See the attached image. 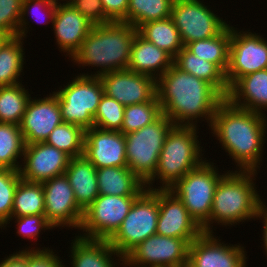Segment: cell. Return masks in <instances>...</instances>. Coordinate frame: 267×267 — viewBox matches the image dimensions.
<instances>
[{
    "label": "cell",
    "mask_w": 267,
    "mask_h": 267,
    "mask_svg": "<svg viewBox=\"0 0 267 267\" xmlns=\"http://www.w3.org/2000/svg\"><path fill=\"white\" fill-rule=\"evenodd\" d=\"M209 130L237 164L236 170L260 172L267 141L266 114L238 108L225 98L217 106Z\"/></svg>",
    "instance_id": "6da1fadb"
},
{
    "label": "cell",
    "mask_w": 267,
    "mask_h": 267,
    "mask_svg": "<svg viewBox=\"0 0 267 267\" xmlns=\"http://www.w3.org/2000/svg\"><path fill=\"white\" fill-rule=\"evenodd\" d=\"M156 91L162 114L174 125L199 126L202 120L210 127L217 106L225 99L210 83L174 64L156 80Z\"/></svg>",
    "instance_id": "7a4b0ae2"
},
{
    "label": "cell",
    "mask_w": 267,
    "mask_h": 267,
    "mask_svg": "<svg viewBox=\"0 0 267 267\" xmlns=\"http://www.w3.org/2000/svg\"><path fill=\"white\" fill-rule=\"evenodd\" d=\"M137 32L138 29L124 22L93 26L79 51L69 60L79 68L82 66V69L85 66L97 69L91 73H79L83 76L99 77L125 70L130 62L131 47Z\"/></svg>",
    "instance_id": "3957f363"
},
{
    "label": "cell",
    "mask_w": 267,
    "mask_h": 267,
    "mask_svg": "<svg viewBox=\"0 0 267 267\" xmlns=\"http://www.w3.org/2000/svg\"><path fill=\"white\" fill-rule=\"evenodd\" d=\"M257 175V171L229 170L219 180L210 219L202 227L203 232L215 233L213 226L216 224L230 228L241 222L255 220L260 210L261 195L255 183Z\"/></svg>",
    "instance_id": "277c9868"
},
{
    "label": "cell",
    "mask_w": 267,
    "mask_h": 267,
    "mask_svg": "<svg viewBox=\"0 0 267 267\" xmlns=\"http://www.w3.org/2000/svg\"><path fill=\"white\" fill-rule=\"evenodd\" d=\"M198 130V126L174 125L171 128L159 154L155 173L145 183L147 189H168L206 160ZM155 181L160 186L154 185Z\"/></svg>",
    "instance_id": "5b68a950"
},
{
    "label": "cell",
    "mask_w": 267,
    "mask_h": 267,
    "mask_svg": "<svg viewBox=\"0 0 267 267\" xmlns=\"http://www.w3.org/2000/svg\"><path fill=\"white\" fill-rule=\"evenodd\" d=\"M214 164L216 163L206 159L200 166L189 171L168 188L183 202L189 215L201 228L210 219L216 186L228 172L227 170L221 173Z\"/></svg>",
    "instance_id": "8992f818"
},
{
    "label": "cell",
    "mask_w": 267,
    "mask_h": 267,
    "mask_svg": "<svg viewBox=\"0 0 267 267\" xmlns=\"http://www.w3.org/2000/svg\"><path fill=\"white\" fill-rule=\"evenodd\" d=\"M174 126L164 114L145 127L124 134L127 167L144 183L155 173L167 133Z\"/></svg>",
    "instance_id": "52a82bcc"
},
{
    "label": "cell",
    "mask_w": 267,
    "mask_h": 267,
    "mask_svg": "<svg viewBox=\"0 0 267 267\" xmlns=\"http://www.w3.org/2000/svg\"><path fill=\"white\" fill-rule=\"evenodd\" d=\"M67 85L53 91L58 99L63 122L88 130L94 127V116L104 95L102 82L96 76L75 74ZM62 88V89H61Z\"/></svg>",
    "instance_id": "ba28073f"
},
{
    "label": "cell",
    "mask_w": 267,
    "mask_h": 267,
    "mask_svg": "<svg viewBox=\"0 0 267 267\" xmlns=\"http://www.w3.org/2000/svg\"><path fill=\"white\" fill-rule=\"evenodd\" d=\"M159 216L158 189H145L134 201L116 233L108 240L123 257L136 245L156 234Z\"/></svg>",
    "instance_id": "9c48e42d"
},
{
    "label": "cell",
    "mask_w": 267,
    "mask_h": 267,
    "mask_svg": "<svg viewBox=\"0 0 267 267\" xmlns=\"http://www.w3.org/2000/svg\"><path fill=\"white\" fill-rule=\"evenodd\" d=\"M204 0H174L171 19L184 46L220 34L229 24L216 15Z\"/></svg>",
    "instance_id": "30bf717a"
},
{
    "label": "cell",
    "mask_w": 267,
    "mask_h": 267,
    "mask_svg": "<svg viewBox=\"0 0 267 267\" xmlns=\"http://www.w3.org/2000/svg\"><path fill=\"white\" fill-rule=\"evenodd\" d=\"M138 196L99 195L84 211L79 236L109 240Z\"/></svg>",
    "instance_id": "8fae6325"
},
{
    "label": "cell",
    "mask_w": 267,
    "mask_h": 267,
    "mask_svg": "<svg viewBox=\"0 0 267 267\" xmlns=\"http://www.w3.org/2000/svg\"><path fill=\"white\" fill-rule=\"evenodd\" d=\"M237 29V30H236ZM267 69V40L263 35L231 25L229 66L225 78L229 88L241 77Z\"/></svg>",
    "instance_id": "7c38bea8"
},
{
    "label": "cell",
    "mask_w": 267,
    "mask_h": 267,
    "mask_svg": "<svg viewBox=\"0 0 267 267\" xmlns=\"http://www.w3.org/2000/svg\"><path fill=\"white\" fill-rule=\"evenodd\" d=\"M187 239L151 235L124 256L127 267H187Z\"/></svg>",
    "instance_id": "4fadbf2b"
},
{
    "label": "cell",
    "mask_w": 267,
    "mask_h": 267,
    "mask_svg": "<svg viewBox=\"0 0 267 267\" xmlns=\"http://www.w3.org/2000/svg\"><path fill=\"white\" fill-rule=\"evenodd\" d=\"M42 184L45 219L54 228L66 227L65 229L79 230L84 211L76 203L75 194L67 176L65 174L55 176Z\"/></svg>",
    "instance_id": "5bb4252c"
},
{
    "label": "cell",
    "mask_w": 267,
    "mask_h": 267,
    "mask_svg": "<svg viewBox=\"0 0 267 267\" xmlns=\"http://www.w3.org/2000/svg\"><path fill=\"white\" fill-rule=\"evenodd\" d=\"M242 244L224 243L213 233L202 232L189 245L187 267H248Z\"/></svg>",
    "instance_id": "9a60e30c"
},
{
    "label": "cell",
    "mask_w": 267,
    "mask_h": 267,
    "mask_svg": "<svg viewBox=\"0 0 267 267\" xmlns=\"http://www.w3.org/2000/svg\"><path fill=\"white\" fill-rule=\"evenodd\" d=\"M70 156L46 142L26 144L19 174L22 180L43 183L65 174Z\"/></svg>",
    "instance_id": "2e32d148"
},
{
    "label": "cell",
    "mask_w": 267,
    "mask_h": 267,
    "mask_svg": "<svg viewBox=\"0 0 267 267\" xmlns=\"http://www.w3.org/2000/svg\"><path fill=\"white\" fill-rule=\"evenodd\" d=\"M104 94L124 106L151 101L156 95V80L129 69L99 76Z\"/></svg>",
    "instance_id": "e0dca14e"
},
{
    "label": "cell",
    "mask_w": 267,
    "mask_h": 267,
    "mask_svg": "<svg viewBox=\"0 0 267 267\" xmlns=\"http://www.w3.org/2000/svg\"><path fill=\"white\" fill-rule=\"evenodd\" d=\"M38 98H30L20 124L25 144L45 142L54 128L63 122L54 92Z\"/></svg>",
    "instance_id": "ac0fdd59"
},
{
    "label": "cell",
    "mask_w": 267,
    "mask_h": 267,
    "mask_svg": "<svg viewBox=\"0 0 267 267\" xmlns=\"http://www.w3.org/2000/svg\"><path fill=\"white\" fill-rule=\"evenodd\" d=\"M159 216L156 234L194 241L203 231L183 202L168 189H158Z\"/></svg>",
    "instance_id": "d6986e66"
},
{
    "label": "cell",
    "mask_w": 267,
    "mask_h": 267,
    "mask_svg": "<svg viewBox=\"0 0 267 267\" xmlns=\"http://www.w3.org/2000/svg\"><path fill=\"white\" fill-rule=\"evenodd\" d=\"M125 147V136L120 131L96 127L85 130L83 155L96 169L127 166Z\"/></svg>",
    "instance_id": "ffe728a7"
},
{
    "label": "cell",
    "mask_w": 267,
    "mask_h": 267,
    "mask_svg": "<svg viewBox=\"0 0 267 267\" xmlns=\"http://www.w3.org/2000/svg\"><path fill=\"white\" fill-rule=\"evenodd\" d=\"M93 26L70 3L58 2L52 31L55 35V44L65 57L69 56L68 59H72Z\"/></svg>",
    "instance_id": "44dd1931"
},
{
    "label": "cell",
    "mask_w": 267,
    "mask_h": 267,
    "mask_svg": "<svg viewBox=\"0 0 267 267\" xmlns=\"http://www.w3.org/2000/svg\"><path fill=\"white\" fill-rule=\"evenodd\" d=\"M74 237L68 252H71V267H123L124 257L108 240L84 238L79 234Z\"/></svg>",
    "instance_id": "7402d4cb"
},
{
    "label": "cell",
    "mask_w": 267,
    "mask_h": 267,
    "mask_svg": "<svg viewBox=\"0 0 267 267\" xmlns=\"http://www.w3.org/2000/svg\"><path fill=\"white\" fill-rule=\"evenodd\" d=\"M226 99L238 108L265 114L264 112L267 111V69L239 78L229 88Z\"/></svg>",
    "instance_id": "603a6c76"
},
{
    "label": "cell",
    "mask_w": 267,
    "mask_h": 267,
    "mask_svg": "<svg viewBox=\"0 0 267 267\" xmlns=\"http://www.w3.org/2000/svg\"><path fill=\"white\" fill-rule=\"evenodd\" d=\"M173 59L169 53L147 41L137 32L127 69L157 80L173 65Z\"/></svg>",
    "instance_id": "cb8c5ba5"
},
{
    "label": "cell",
    "mask_w": 267,
    "mask_h": 267,
    "mask_svg": "<svg viewBox=\"0 0 267 267\" xmlns=\"http://www.w3.org/2000/svg\"><path fill=\"white\" fill-rule=\"evenodd\" d=\"M96 172L95 166L84 155L70 158L65 171L76 203L83 211L99 196Z\"/></svg>",
    "instance_id": "d4e9b609"
},
{
    "label": "cell",
    "mask_w": 267,
    "mask_h": 267,
    "mask_svg": "<svg viewBox=\"0 0 267 267\" xmlns=\"http://www.w3.org/2000/svg\"><path fill=\"white\" fill-rule=\"evenodd\" d=\"M96 174L99 195L139 196L146 189L127 166L98 168Z\"/></svg>",
    "instance_id": "484cf974"
},
{
    "label": "cell",
    "mask_w": 267,
    "mask_h": 267,
    "mask_svg": "<svg viewBox=\"0 0 267 267\" xmlns=\"http://www.w3.org/2000/svg\"><path fill=\"white\" fill-rule=\"evenodd\" d=\"M173 64L180 70L207 81L224 98L227 97L229 86L225 78V73L216 64L200 59L185 46L174 57Z\"/></svg>",
    "instance_id": "4316f807"
},
{
    "label": "cell",
    "mask_w": 267,
    "mask_h": 267,
    "mask_svg": "<svg viewBox=\"0 0 267 267\" xmlns=\"http://www.w3.org/2000/svg\"><path fill=\"white\" fill-rule=\"evenodd\" d=\"M24 39L10 37L0 49V86H11L21 83L26 63ZM25 60V62H24Z\"/></svg>",
    "instance_id": "83f0119b"
},
{
    "label": "cell",
    "mask_w": 267,
    "mask_h": 267,
    "mask_svg": "<svg viewBox=\"0 0 267 267\" xmlns=\"http://www.w3.org/2000/svg\"><path fill=\"white\" fill-rule=\"evenodd\" d=\"M231 23L218 35L204 40H196L185 47L200 59L216 64L224 73L229 66V46Z\"/></svg>",
    "instance_id": "f1b7e54d"
},
{
    "label": "cell",
    "mask_w": 267,
    "mask_h": 267,
    "mask_svg": "<svg viewBox=\"0 0 267 267\" xmlns=\"http://www.w3.org/2000/svg\"><path fill=\"white\" fill-rule=\"evenodd\" d=\"M138 33L158 48L165 50L173 58L184 47L179 30L171 17L146 22L138 28Z\"/></svg>",
    "instance_id": "f546056e"
},
{
    "label": "cell",
    "mask_w": 267,
    "mask_h": 267,
    "mask_svg": "<svg viewBox=\"0 0 267 267\" xmlns=\"http://www.w3.org/2000/svg\"><path fill=\"white\" fill-rule=\"evenodd\" d=\"M45 215L42 183L20 180L15 191L11 217Z\"/></svg>",
    "instance_id": "4dcf8cb0"
},
{
    "label": "cell",
    "mask_w": 267,
    "mask_h": 267,
    "mask_svg": "<svg viewBox=\"0 0 267 267\" xmlns=\"http://www.w3.org/2000/svg\"><path fill=\"white\" fill-rule=\"evenodd\" d=\"M30 98L31 94L22 82L0 86V123L20 126Z\"/></svg>",
    "instance_id": "1f68e13d"
},
{
    "label": "cell",
    "mask_w": 267,
    "mask_h": 267,
    "mask_svg": "<svg viewBox=\"0 0 267 267\" xmlns=\"http://www.w3.org/2000/svg\"><path fill=\"white\" fill-rule=\"evenodd\" d=\"M25 146L20 126L0 123V168L19 170Z\"/></svg>",
    "instance_id": "d6a6232c"
},
{
    "label": "cell",
    "mask_w": 267,
    "mask_h": 267,
    "mask_svg": "<svg viewBox=\"0 0 267 267\" xmlns=\"http://www.w3.org/2000/svg\"><path fill=\"white\" fill-rule=\"evenodd\" d=\"M174 0H129L126 23L138 29L142 24L171 17Z\"/></svg>",
    "instance_id": "836d02e7"
},
{
    "label": "cell",
    "mask_w": 267,
    "mask_h": 267,
    "mask_svg": "<svg viewBox=\"0 0 267 267\" xmlns=\"http://www.w3.org/2000/svg\"><path fill=\"white\" fill-rule=\"evenodd\" d=\"M84 138L85 130L81 127L62 122L54 128L45 142L73 158L83 156Z\"/></svg>",
    "instance_id": "e575fe53"
},
{
    "label": "cell",
    "mask_w": 267,
    "mask_h": 267,
    "mask_svg": "<svg viewBox=\"0 0 267 267\" xmlns=\"http://www.w3.org/2000/svg\"><path fill=\"white\" fill-rule=\"evenodd\" d=\"M161 115L162 108L157 95L149 102L125 106L120 132L127 134L137 131L153 123Z\"/></svg>",
    "instance_id": "d590c367"
},
{
    "label": "cell",
    "mask_w": 267,
    "mask_h": 267,
    "mask_svg": "<svg viewBox=\"0 0 267 267\" xmlns=\"http://www.w3.org/2000/svg\"><path fill=\"white\" fill-rule=\"evenodd\" d=\"M57 4V0H23L17 36L23 39L27 38L29 28H31L29 25L31 20L29 19L32 18H28L30 17V14L32 15L34 21L37 22L36 24L44 23L47 25L51 22L52 25L57 10ZM41 14L44 15L42 16ZM41 18H46L47 20H42Z\"/></svg>",
    "instance_id": "8d00e7d4"
},
{
    "label": "cell",
    "mask_w": 267,
    "mask_h": 267,
    "mask_svg": "<svg viewBox=\"0 0 267 267\" xmlns=\"http://www.w3.org/2000/svg\"><path fill=\"white\" fill-rule=\"evenodd\" d=\"M125 106L114 98L103 95L94 116V127L121 131Z\"/></svg>",
    "instance_id": "74e56055"
},
{
    "label": "cell",
    "mask_w": 267,
    "mask_h": 267,
    "mask_svg": "<svg viewBox=\"0 0 267 267\" xmlns=\"http://www.w3.org/2000/svg\"><path fill=\"white\" fill-rule=\"evenodd\" d=\"M21 180L19 170L0 168V229L9 222L16 188Z\"/></svg>",
    "instance_id": "f35d334b"
},
{
    "label": "cell",
    "mask_w": 267,
    "mask_h": 267,
    "mask_svg": "<svg viewBox=\"0 0 267 267\" xmlns=\"http://www.w3.org/2000/svg\"><path fill=\"white\" fill-rule=\"evenodd\" d=\"M14 221L17 231L16 234L18 237L22 236L23 239H34L36 242L40 237L42 231H49L55 229L46 219L45 215H29L23 217H11L9 222L2 228L6 229L10 221ZM5 228V229H4Z\"/></svg>",
    "instance_id": "ab89813d"
},
{
    "label": "cell",
    "mask_w": 267,
    "mask_h": 267,
    "mask_svg": "<svg viewBox=\"0 0 267 267\" xmlns=\"http://www.w3.org/2000/svg\"><path fill=\"white\" fill-rule=\"evenodd\" d=\"M23 0H0V31L17 36Z\"/></svg>",
    "instance_id": "60d3db41"
},
{
    "label": "cell",
    "mask_w": 267,
    "mask_h": 267,
    "mask_svg": "<svg viewBox=\"0 0 267 267\" xmlns=\"http://www.w3.org/2000/svg\"><path fill=\"white\" fill-rule=\"evenodd\" d=\"M55 252L56 250L47 247H26L27 267H66Z\"/></svg>",
    "instance_id": "b9f144b4"
},
{
    "label": "cell",
    "mask_w": 267,
    "mask_h": 267,
    "mask_svg": "<svg viewBox=\"0 0 267 267\" xmlns=\"http://www.w3.org/2000/svg\"><path fill=\"white\" fill-rule=\"evenodd\" d=\"M70 4L94 26L112 22L106 16L101 0H74Z\"/></svg>",
    "instance_id": "7bdbcfd3"
},
{
    "label": "cell",
    "mask_w": 267,
    "mask_h": 267,
    "mask_svg": "<svg viewBox=\"0 0 267 267\" xmlns=\"http://www.w3.org/2000/svg\"><path fill=\"white\" fill-rule=\"evenodd\" d=\"M106 16L112 22L126 23L129 0H101Z\"/></svg>",
    "instance_id": "ee69618b"
},
{
    "label": "cell",
    "mask_w": 267,
    "mask_h": 267,
    "mask_svg": "<svg viewBox=\"0 0 267 267\" xmlns=\"http://www.w3.org/2000/svg\"><path fill=\"white\" fill-rule=\"evenodd\" d=\"M0 261V267H27L26 249L13 252Z\"/></svg>",
    "instance_id": "f6af8a7d"
},
{
    "label": "cell",
    "mask_w": 267,
    "mask_h": 267,
    "mask_svg": "<svg viewBox=\"0 0 267 267\" xmlns=\"http://www.w3.org/2000/svg\"><path fill=\"white\" fill-rule=\"evenodd\" d=\"M262 220L260 222H262L263 226H262V237H261V243L263 245V249L265 250V254L267 255V213H264L262 211L259 210L257 217L255 218V220ZM267 257V256H266Z\"/></svg>",
    "instance_id": "bcb514c9"
},
{
    "label": "cell",
    "mask_w": 267,
    "mask_h": 267,
    "mask_svg": "<svg viewBox=\"0 0 267 267\" xmlns=\"http://www.w3.org/2000/svg\"><path fill=\"white\" fill-rule=\"evenodd\" d=\"M11 36L5 32L0 31V49Z\"/></svg>",
    "instance_id": "7dc6e473"
},
{
    "label": "cell",
    "mask_w": 267,
    "mask_h": 267,
    "mask_svg": "<svg viewBox=\"0 0 267 267\" xmlns=\"http://www.w3.org/2000/svg\"><path fill=\"white\" fill-rule=\"evenodd\" d=\"M266 200H264L261 196H260V211L267 213V203L265 202Z\"/></svg>",
    "instance_id": "c3c4849f"
},
{
    "label": "cell",
    "mask_w": 267,
    "mask_h": 267,
    "mask_svg": "<svg viewBox=\"0 0 267 267\" xmlns=\"http://www.w3.org/2000/svg\"><path fill=\"white\" fill-rule=\"evenodd\" d=\"M58 2H63V3H71L73 2L74 0H57ZM65 1V2H64Z\"/></svg>",
    "instance_id": "681fc988"
}]
</instances>
